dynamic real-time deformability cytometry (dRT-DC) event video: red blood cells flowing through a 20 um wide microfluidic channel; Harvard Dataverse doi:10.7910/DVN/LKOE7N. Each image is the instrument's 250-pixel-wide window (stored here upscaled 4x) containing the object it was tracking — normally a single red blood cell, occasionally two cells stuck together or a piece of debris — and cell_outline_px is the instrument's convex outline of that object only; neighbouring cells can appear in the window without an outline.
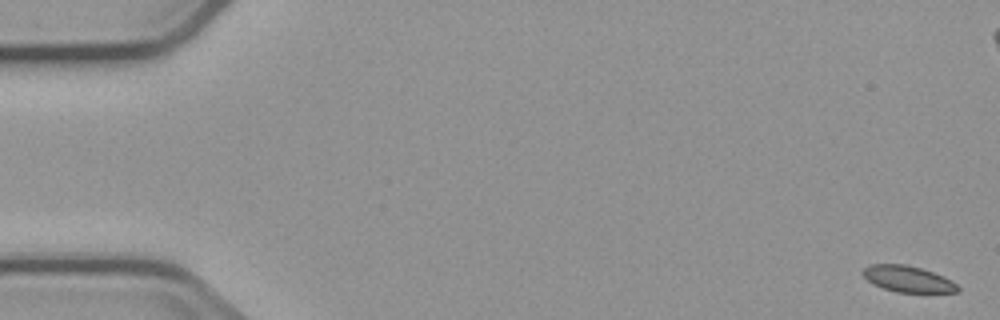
{"species": "common noctule bat (a hibernating species)", "species_latin": "Nyctalus noctula", "temperature_condition": "cold", "stored_images_in_passage": 5, "camera_frame_rate_fps": 3000, "um_per_image_px": 0.085, "animal": {"sex": "male", "body_mass_g": 23.1, "forearm_length_mm": 52.7}, "frame": {"image": 1, "passage_image": 5, "time_ms": 5.333, "image_size_px": [1000, 320], "cell_outline_px": [[960, 292], [896, 292], [872, 284], [860, 272], [868, 264], [904, 264], [920, 268], [944, 276], [952, 280], [960, 288]], "centroid_in_image_um": [77.16, 23.71], "position_along_channel_um": 7.8, "area_um2": 14.51}}